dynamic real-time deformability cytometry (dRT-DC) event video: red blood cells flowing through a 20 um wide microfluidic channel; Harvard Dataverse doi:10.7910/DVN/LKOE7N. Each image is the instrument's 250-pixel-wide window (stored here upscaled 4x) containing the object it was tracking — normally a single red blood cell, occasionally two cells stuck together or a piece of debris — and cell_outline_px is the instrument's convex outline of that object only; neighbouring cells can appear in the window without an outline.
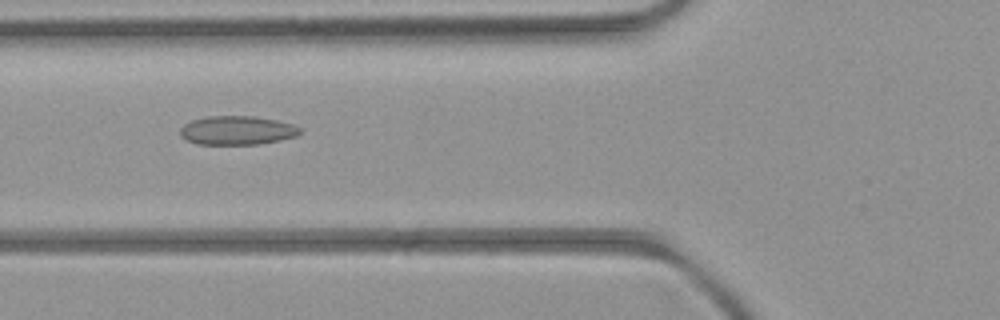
{"species": "common noctule bat (a hibernating species)", "species_latin": "Nyctalus noctula", "temperature_condition": "room temperature", "stored_images_in_passage": 5, "camera_frame_rate_fps": 3000, "um_per_image_px": 0.085, "animal": {"sex": "female", "body_mass_g": 21.9}, "frame": {"image": 1, "passage_image": 5, "time_ms": 5.333, "image_size_px": [1000, 320], "cell_outline_px": [[300, 132], [296, 136], [280, 140], [260, 144], [196, 144], [180, 136], [180, 128], [184, 124], [192, 120], [208, 116], [252, 116], [276, 120], [292, 124], [300, 128]], "centroid_in_image_um": [20.13, 11.08], "position_along_channel_um": 105.7, "area_um2": 20.06}}